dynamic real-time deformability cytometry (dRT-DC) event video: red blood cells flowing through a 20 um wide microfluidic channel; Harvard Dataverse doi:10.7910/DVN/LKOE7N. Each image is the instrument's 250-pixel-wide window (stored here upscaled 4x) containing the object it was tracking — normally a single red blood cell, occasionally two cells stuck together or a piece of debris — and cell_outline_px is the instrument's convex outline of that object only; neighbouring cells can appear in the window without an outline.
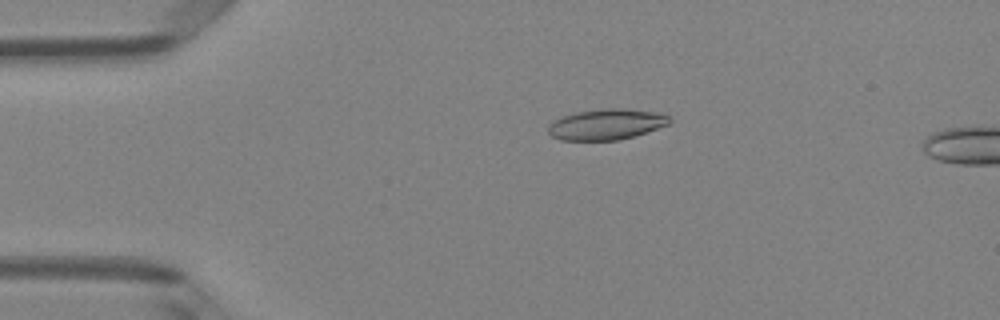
{"species": "Egyptian fruit bat (a non-hibernating species)", "species_latin": "Rousettus aegyptiacus", "temperature_condition": "room temperature", "stored_images_in_passage": 5, "camera_frame_rate_fps": 3000, "um_per_image_px": 0.085, "animal": {"sex": "female"}, "frame": {"image": 1, "passage_image": 2, "time_ms": 0.333, "image_size_px": [1000, 320], "cell_outline_px": [[672, 120], [668, 124], [620, 140], [560, 140], [552, 136], [548, 132], [548, 124], [564, 116], [576, 112], [600, 108], [624, 108], [664, 112]], "centroid_in_image_um": [51.56, 10.55], "position_along_channel_um": 33.4, "area_um2": 21.79}}